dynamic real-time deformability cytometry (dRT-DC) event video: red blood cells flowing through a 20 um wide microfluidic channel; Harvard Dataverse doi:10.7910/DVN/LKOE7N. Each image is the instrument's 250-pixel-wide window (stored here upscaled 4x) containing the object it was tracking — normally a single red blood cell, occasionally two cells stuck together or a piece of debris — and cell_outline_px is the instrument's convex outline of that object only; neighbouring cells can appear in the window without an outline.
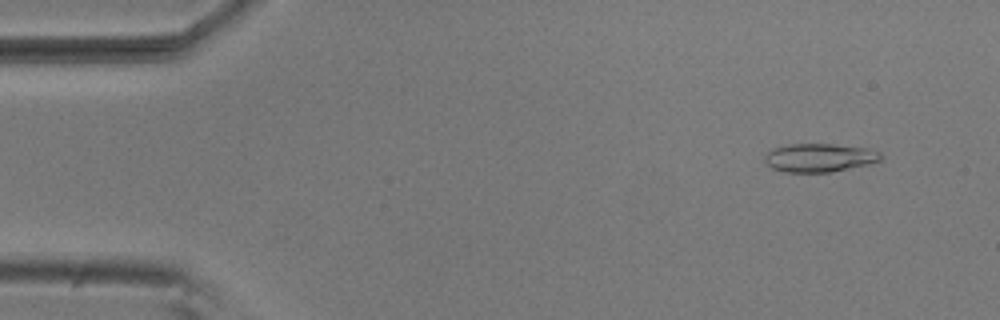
{"species": "common noctule bat (a hibernating species)", "species_latin": "Nyctalus noctula", "temperature_condition": "room temperature", "stored_images_in_passage": 54, "camera_frame_rate_fps": 3000, "um_per_image_px": 0.085, "animal": {"sex": "male", "body_mass_g": 20.5, "forearm_length_mm": 52.5}, "frame": {"image": 1, "passage_image": 5, "time_ms": 1.333, "image_size_px": [1000, 320], "cell_outline_px": [[880, 160], [868, 164], [828, 172], [784, 172], [772, 168], [764, 160], [764, 156], [768, 152], [776, 148], [788, 144], [832, 144], [868, 148], [880, 152]], "centroid_in_image_um": [69.63, 13.4], "position_along_channel_um": 15.4, "area_um2": 18.96}}
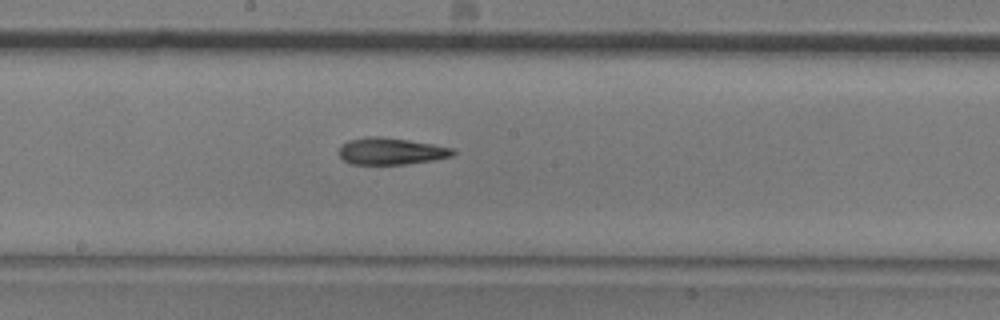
{"frame": {"image": 2, "passage_image": 29, "time_ms": 9.333, "image_size_px": [1000, 320], "cell_outline_px": [[456, 152], [452, 156], [432, 160], [404, 164], [352, 164], [344, 160], [340, 156], [340, 148], [348, 140], [368, 136], [380, 136], [408, 140], [432, 144], [452, 148]], "centroid_in_image_um": [33.23, 12.85], "position_along_channel_um": 215.0, "area_um2": 17.57}}
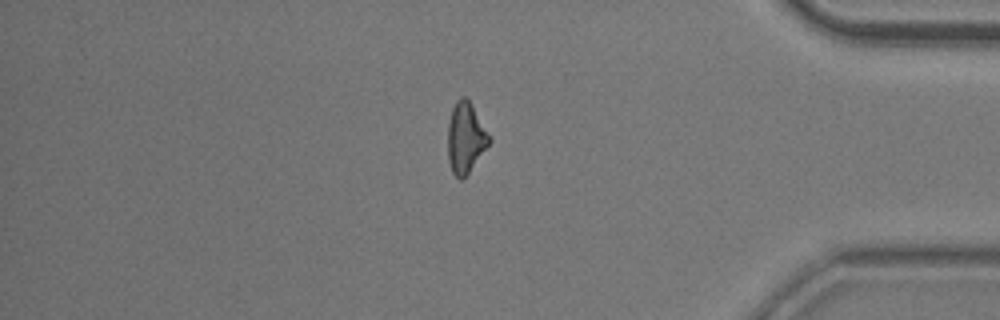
{"frame": {"image": 3, "passage_image": 46, "time_ms": 15.0, "image_size_px": [1000, 320], "cell_outline_px": [[492, 140], [468, 172], [460, 180], [452, 172], [448, 160], [448, 124], [452, 108], [456, 100], [460, 96], [464, 96], [472, 104]], "centroid_in_image_um": [39.56, 11.68], "position_along_channel_um": 395.6, "area_um2": 16.82}, "authors_computed_cell_mechanics": {"area_um2": 17.8024, "velocity_mm_per_s": 3.7226, "shape_relaxation_time_tau1_ms": null, "shape_relaxation_time_tau2_ms": 6.2842, "deformation_change_tau1": null, "deformation_change_tau2": 0.1718}}